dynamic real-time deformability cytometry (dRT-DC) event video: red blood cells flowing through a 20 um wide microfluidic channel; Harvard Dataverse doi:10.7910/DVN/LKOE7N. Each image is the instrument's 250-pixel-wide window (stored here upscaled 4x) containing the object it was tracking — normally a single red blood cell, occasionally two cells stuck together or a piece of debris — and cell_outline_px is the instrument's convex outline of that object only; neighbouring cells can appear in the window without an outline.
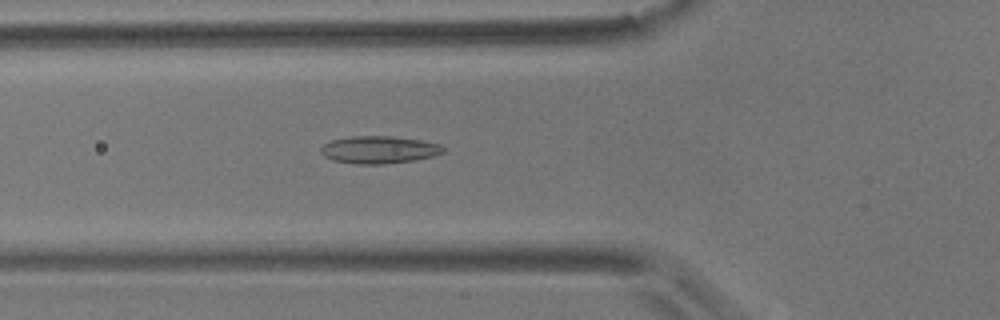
{"species": "common noctule bat (a hibernating species)", "species_latin": "Nyctalus noctula", "temperature_condition": "room temperature", "stored_images_in_passage": 43, "camera_frame_rate_fps": 3000, "um_per_image_px": 0.085, "animal": {"sex": "male", "body_mass_g": 17.9}, "frame": {"image": 1, "passage_image": 7, "time_ms": 2.0, "image_size_px": [1000, 320], "cell_outline_px": [[444, 152], [432, 156], [416, 160], [384, 164], [356, 164], [332, 160], [324, 156], [320, 152], [320, 148], [324, 144], [332, 140], [352, 136], [392, 136], [420, 140], [440, 144], [444, 148]], "centroid_in_image_um": [32.2, 12.73], "position_along_channel_um": 93.6, "area_um2": 19.59}}
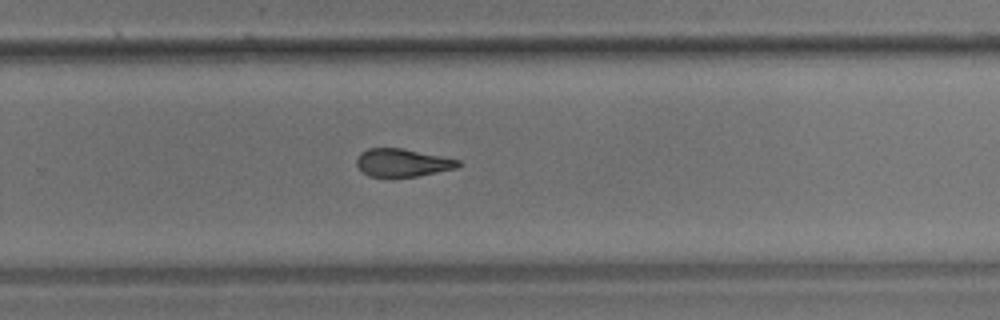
{"frame": {"image": 2, "passage_image": 24, "time_ms": 7.667, "image_size_px": [1000, 320], "cell_outline_px": [[464, 164], [456, 168], [416, 176], [368, 176], [360, 172], [356, 164], [356, 160], [360, 152], [368, 148], [404, 148], [460, 160]], "centroid_in_image_um": [34.19, 13.82], "position_along_channel_um": 295.6, "area_um2": 16.59}}
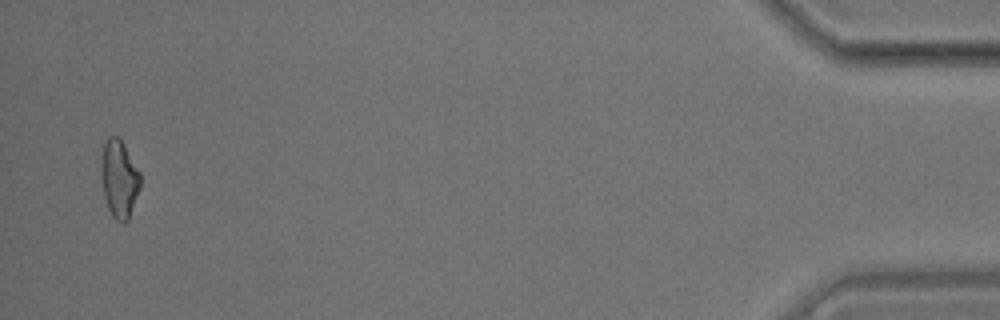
{"frame": {"image": 3, "passage_image": 42, "time_ms": 13.667, "image_size_px": [1000, 320], "cell_outline_px": [[140, 188], [128, 220], [124, 224], [116, 220], [112, 216], [108, 208], [104, 196], [100, 176], [100, 156], [104, 140], [108, 136], [116, 136], [120, 140], [140, 172]], "centroid_in_image_um": [10.09, 15.2], "position_along_channel_um": 425.1, "area_um2": 17.92}, "authors_computed_cell_mechanics": {"area_um2": 17.4556, "velocity_mm_per_s": 3.5562, "shape_relaxation_time_tau1_ms": null, "shape_relaxation_time_tau2_ms": 3.0683, "deformation_change_tau1": null, "deformation_change_tau2": 0.1117}}